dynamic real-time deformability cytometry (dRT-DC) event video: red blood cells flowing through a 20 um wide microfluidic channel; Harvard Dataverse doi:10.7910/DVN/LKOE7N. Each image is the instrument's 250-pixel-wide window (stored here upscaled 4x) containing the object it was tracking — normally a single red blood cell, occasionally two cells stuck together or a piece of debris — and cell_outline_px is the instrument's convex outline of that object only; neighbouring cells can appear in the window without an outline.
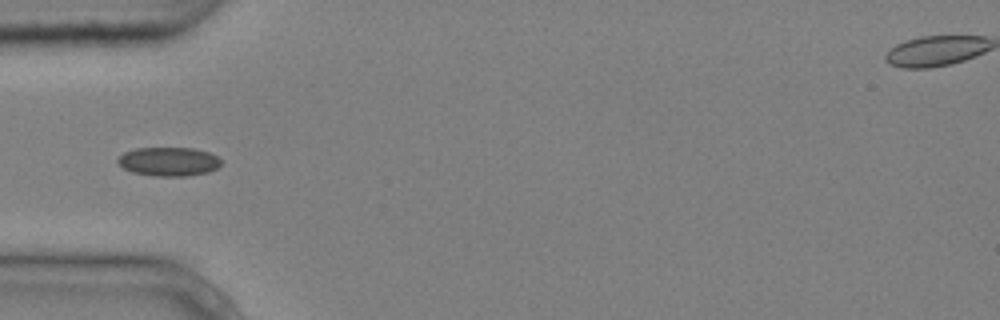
{"species": "common noctule bat (a hibernating species)", "species_latin": "Nyctalus noctula", "temperature_condition": "cold", "stored_images_in_passage": 6, "camera_frame_rate_fps": 3000, "um_per_image_px": 0.085, "animal": {"sex": "male", "body_mass_g": 20.4}, "frame": {"image": 1, "passage_image": 2, "time_ms": 0.333, "image_size_px": [1000, 320], "cell_outline_px": [[220, 164], [216, 168], [208, 172], [188, 176], [152, 176], [132, 172], [124, 168], [116, 160], [124, 152], [136, 148], [196, 148], [208, 152], [216, 156], [220, 160]], "centroid_in_image_um": [14.33, 13.73], "position_along_channel_um": 70.7, "area_um2": 17.34}}
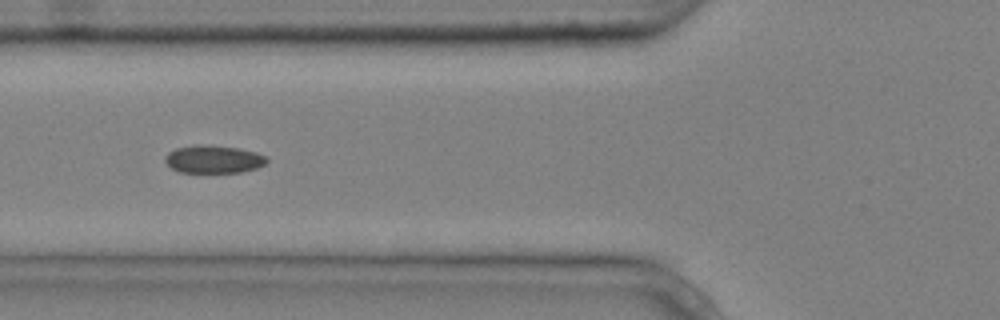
{"frame": {"image": 2, "passage_image": 3, "time_ms": 0.667, "image_size_px": [1000, 320], "cell_outline_px": [[268, 160], [264, 164], [256, 168], [240, 172], [180, 172], [172, 168], [164, 160], [164, 156], [168, 152], [176, 148], [196, 144], [208, 144], [240, 148], [256, 152], [268, 156]], "centroid_in_image_um": [18.15, 13.51], "position_along_channel_um": 107.6, "area_um2": 16.65}}
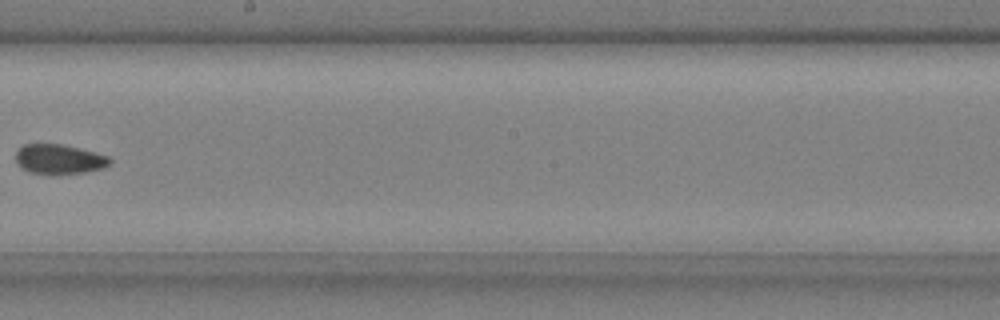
{"frame": {"image": 3, "passage_image": 6, "time_ms": 1.667, "image_size_px": [1000, 320], "cell_outline_px": [[112, 164], [104, 168], [84, 172], [28, 172], [20, 168], [16, 164], [16, 152], [24, 144], [60, 144], [80, 148], [96, 152], [108, 156], [112, 160]], "centroid_in_image_um": [5.05, 13.5], "position_along_channel_um": 243.2, "area_um2": 16.01}}